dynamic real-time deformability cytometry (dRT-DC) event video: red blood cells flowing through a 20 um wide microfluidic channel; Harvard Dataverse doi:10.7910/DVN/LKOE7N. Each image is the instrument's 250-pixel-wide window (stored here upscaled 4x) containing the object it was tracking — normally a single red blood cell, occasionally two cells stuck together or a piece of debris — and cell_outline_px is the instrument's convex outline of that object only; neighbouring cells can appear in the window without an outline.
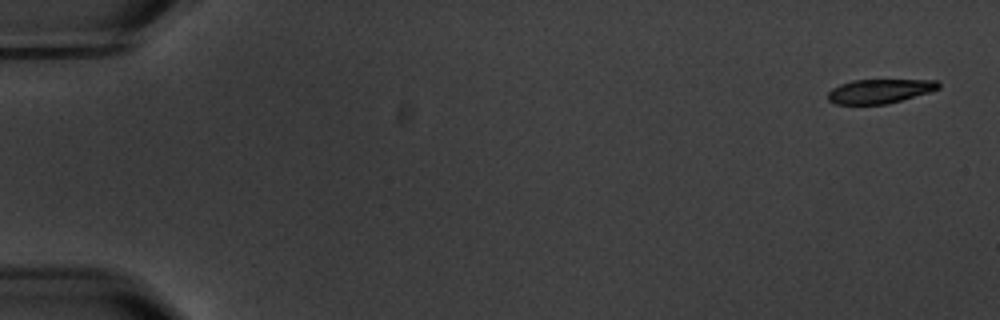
{"species": "common noctule bat (a hibernating species)", "species_latin": "Nyctalus noctula", "temperature_condition": "warm", "stored_images_in_passage": 6, "camera_frame_rate_fps": 3000, "um_per_image_px": 0.085, "animal": {"sex": "male", "body_mass_g": 20.1, "forearm_length_mm": 53.5}, "frame": {"image": 1, "passage_image": 1, "time_ms": 0.0, "image_size_px": [1000, 320], "cell_outline_px": [[940, 88], [928, 92], [888, 104], [836, 104], [828, 100], [828, 92], [832, 88], [840, 84], [852, 80], [936, 80], [940, 84]], "centroid_in_image_um": [74.75, 7.75], "position_along_channel_um": 10.3, "area_um2": 15.49}}
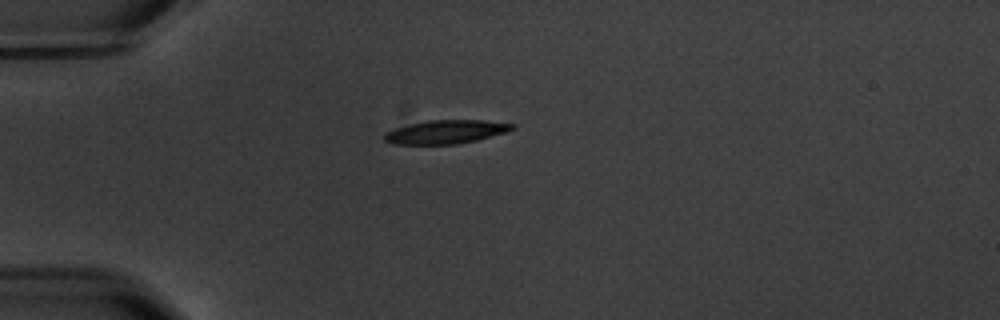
{"frame": {"image": 2, "passage_image": 5, "time_ms": 4.667, "image_size_px": [1000, 320], "cell_outline_px": [[516, 128], [508, 132], [476, 140], [456, 144], [392, 144], [384, 140], [384, 136], [392, 128], [428, 120], [484, 120], [516, 124]], "centroid_in_image_um": [37.93, 11.2], "position_along_channel_um": 47.1, "area_um2": 17.63}}